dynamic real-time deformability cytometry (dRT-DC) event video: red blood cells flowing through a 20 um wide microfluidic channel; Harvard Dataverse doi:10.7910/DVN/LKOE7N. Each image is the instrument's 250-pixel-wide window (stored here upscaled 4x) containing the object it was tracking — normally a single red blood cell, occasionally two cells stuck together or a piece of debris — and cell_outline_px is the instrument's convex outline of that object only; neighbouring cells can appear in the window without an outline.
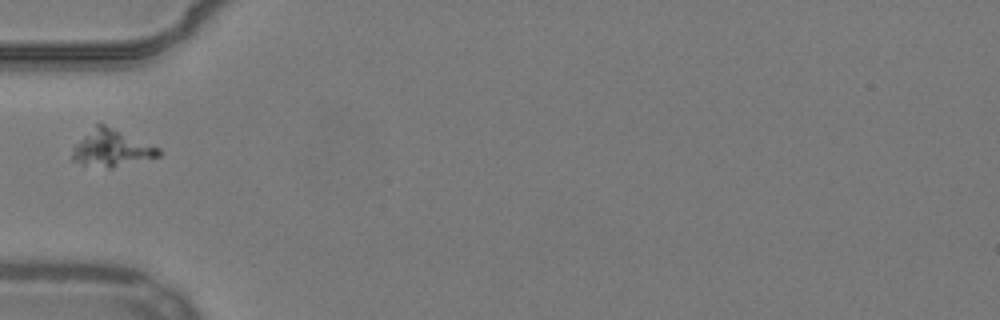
{"species": "common noctule bat (a hibernating species)", "species_latin": "Nyctalus noctula", "temperature_condition": "warm", "stored_images_in_passage": 12, "camera_frame_rate_fps": 3000, "um_per_image_px": 0.085, "animal": {"sex": "male", "body_mass_g": 19.2, "forearm_length_mm": 51.8}, "frame": {"image": 1, "passage_image": 1, "time_ms": 0.0, "image_size_px": [1000, 320], "cell_outline_px": [[160, 156], [112, 168], [108, 168], [84, 164], [72, 160], [72, 148], [96, 124], [104, 124], [160, 148]], "centroid_in_image_um": [9.49, 12.61], "position_along_channel_um": 75.5, "area_um2": 18.09}}
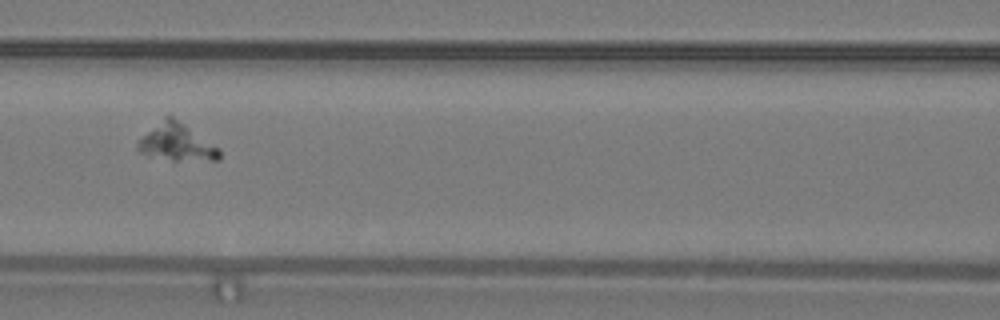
{"frame": {"image": 2, "passage_image": 7, "time_ms": 2.0, "image_size_px": [1000, 320], "cell_outline_px": [[220, 160], [172, 160], [148, 156], [136, 152], [136, 144], [164, 116], [172, 116], [220, 148]], "centroid_in_image_um": [15.01, 12.13], "position_along_channel_um": 151.6, "area_um2": 17.46}}
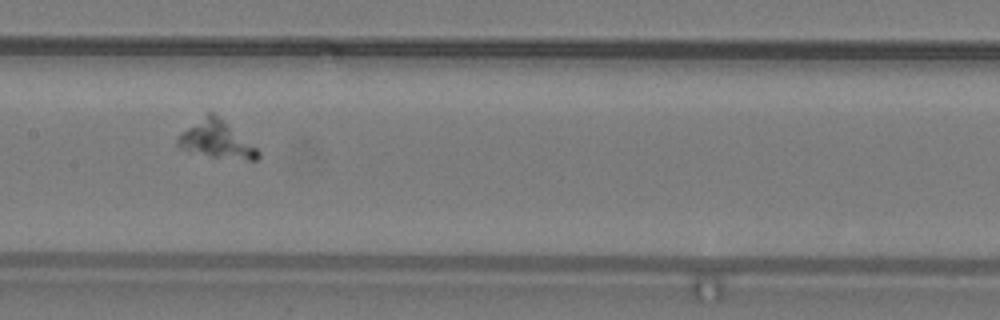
{"frame": {"image": 3, "passage_image": 10, "time_ms": 3.0, "image_size_px": [1000, 320], "cell_outline_px": [[260, 156], [256, 160], [248, 160], [212, 156], [188, 152], [176, 144], [176, 136], [180, 132], [208, 112], [212, 112], [228, 124], [256, 148], [260, 152]], "centroid_in_image_um": [18.34, 11.87], "position_along_channel_um": 189.1, "area_um2": 17.17}}